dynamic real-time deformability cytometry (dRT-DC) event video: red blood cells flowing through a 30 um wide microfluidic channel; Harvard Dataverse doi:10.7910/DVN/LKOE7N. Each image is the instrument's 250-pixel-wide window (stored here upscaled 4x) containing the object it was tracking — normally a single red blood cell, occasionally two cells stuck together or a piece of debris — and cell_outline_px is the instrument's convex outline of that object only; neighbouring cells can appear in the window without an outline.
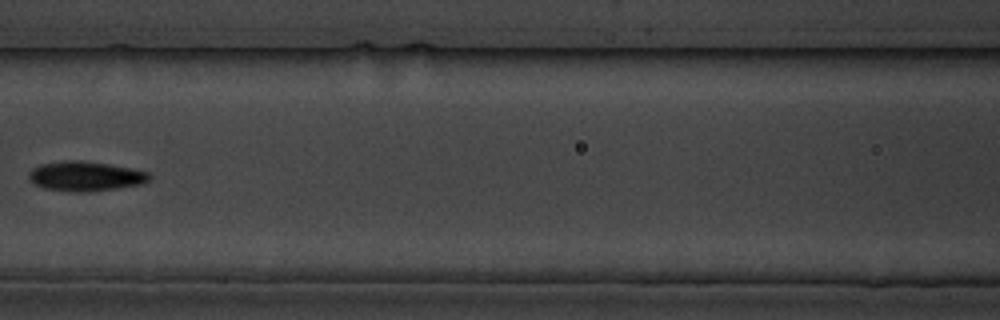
{"species": "common noctule bat (a hibernating species)", "species_latin": "Nyctalus noctula", "temperature_condition": "cold", "stored_images_in_passage": 12, "camera_frame_rate_fps": 3000, "um_per_image_px": 0.085, "animal": {"sex": "male", "body_mass_g": 19.5, "forearm_length_mm": 54.6}, "frame": {"image": 1, "passage_image": 4, "time_ms": 3.667, "image_size_px": [1000, 320], "cell_outline_px": [[152, 176], [148, 180], [140, 184], [116, 188], [88, 192], [44, 188], [28, 180], [28, 172], [32, 168], [40, 164], [64, 160], [80, 160], [108, 164], [132, 168], [148, 172]], "centroid_in_image_um": [7.24, 14.96], "position_along_channel_um": 159.4, "area_um2": 20.69}}
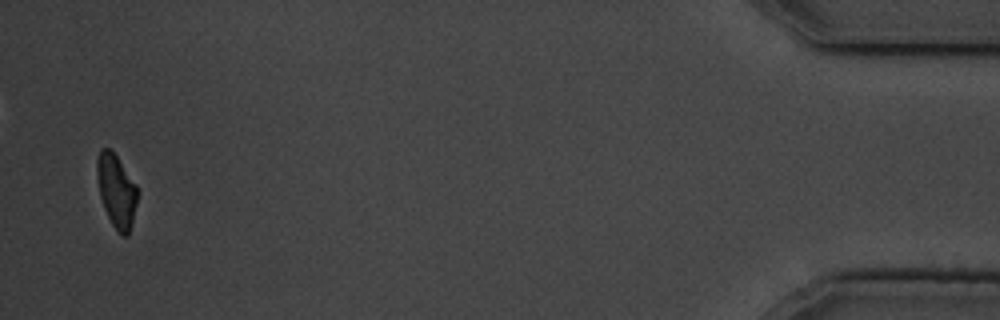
{"frame": {"image": 2, "passage_image": 12, "time_ms": 13.667, "image_size_px": [1000, 320], "cell_outline_px": [[136, 204], [128, 236], [120, 236], [112, 224], [104, 208], [100, 196], [96, 172], [96, 160], [100, 148], [108, 148], [116, 156], [136, 184]], "centroid_in_image_um": [9.86, 16.22], "position_along_channel_um": 425.3, "area_um2": 16.94}, "authors_computed_cell_mechanics": {"area_um2": 19.3341, "velocity_mm_per_s": 3.4827, "shape_relaxation_time_tau1_ms": 2.1382, "shape_relaxation_time_tau2_ms": 4.6779, "deformation_change_tau1": 0.13, "deformation_change_tau2": 0.1019}}